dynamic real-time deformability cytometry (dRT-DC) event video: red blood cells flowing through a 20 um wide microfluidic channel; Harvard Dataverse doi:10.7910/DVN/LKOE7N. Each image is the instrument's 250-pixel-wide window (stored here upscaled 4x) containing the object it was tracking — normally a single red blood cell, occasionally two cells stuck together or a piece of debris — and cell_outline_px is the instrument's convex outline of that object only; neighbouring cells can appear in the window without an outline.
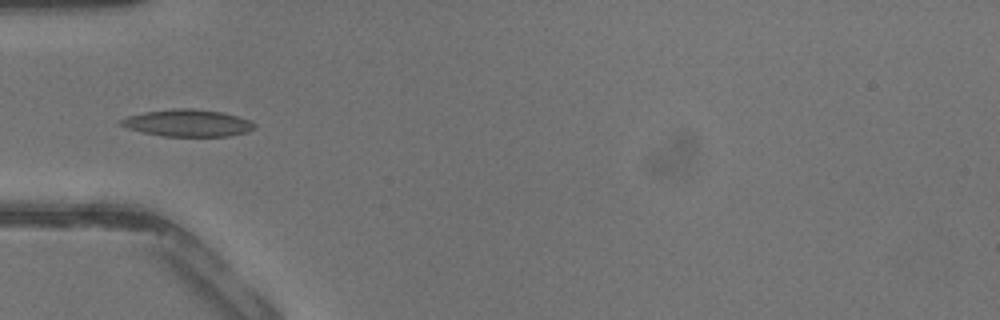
{"species": "common noctule bat (a hibernating species)", "species_latin": "Nyctalus noctula", "temperature_condition": "warm", "stored_images_in_passage": 36, "camera_frame_rate_fps": 3000, "um_per_image_px": 0.085, "animal": {"sex": "male", "body_mass_g": 13.3}, "frame": {"image": 1, "passage_image": 13, "time_ms": 4.0, "image_size_px": [1000, 320], "cell_outline_px": [[256, 128], [248, 132], [228, 136], [164, 136], [144, 132], [128, 128], [116, 124], [120, 120], [128, 116], [144, 112], [172, 108], [192, 108], [220, 112], [236, 116], [248, 120], [256, 124]], "centroid_in_image_um": [15.94, 10.45], "position_along_channel_um": 69.1, "area_um2": 20.98}}
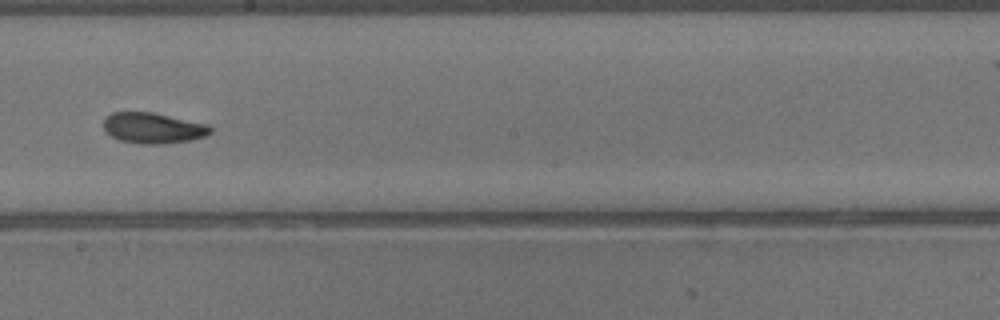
{"frame": {"image": 2, "passage_image": 23, "time_ms": 7.333, "image_size_px": [1000, 320], "cell_outline_px": [[212, 132], [204, 136], [192, 140], [164, 144], [140, 144], [116, 140], [104, 132], [104, 116], [112, 112], [152, 112], [208, 124], [212, 128]], "centroid_in_image_um": [12.97, 10.89], "position_along_channel_um": 235.2, "area_um2": 19.48}}
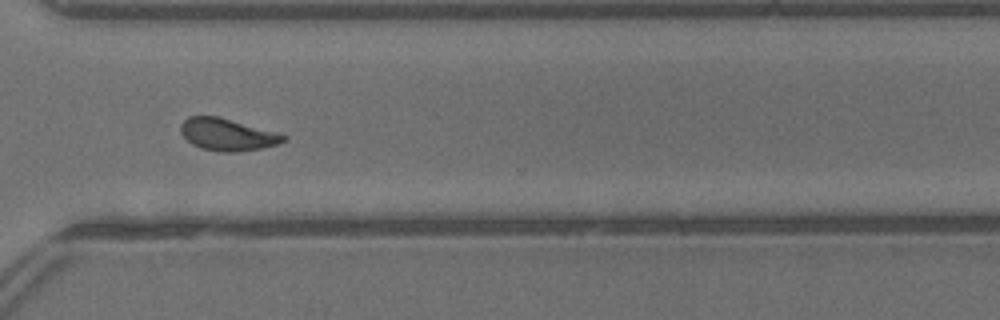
{"frame": {"image": 3, "passage_image": 30, "time_ms": 9.667, "image_size_px": [1000, 320], "cell_outline_px": [[288, 136], [280, 144], [264, 148], [236, 152], [220, 152], [200, 148], [192, 144], [180, 132], [180, 124], [188, 116], [220, 116], [276, 132]], "centroid_in_image_um": [19.33, 11.44], "position_along_channel_um": 351.3, "area_um2": 19.42}}